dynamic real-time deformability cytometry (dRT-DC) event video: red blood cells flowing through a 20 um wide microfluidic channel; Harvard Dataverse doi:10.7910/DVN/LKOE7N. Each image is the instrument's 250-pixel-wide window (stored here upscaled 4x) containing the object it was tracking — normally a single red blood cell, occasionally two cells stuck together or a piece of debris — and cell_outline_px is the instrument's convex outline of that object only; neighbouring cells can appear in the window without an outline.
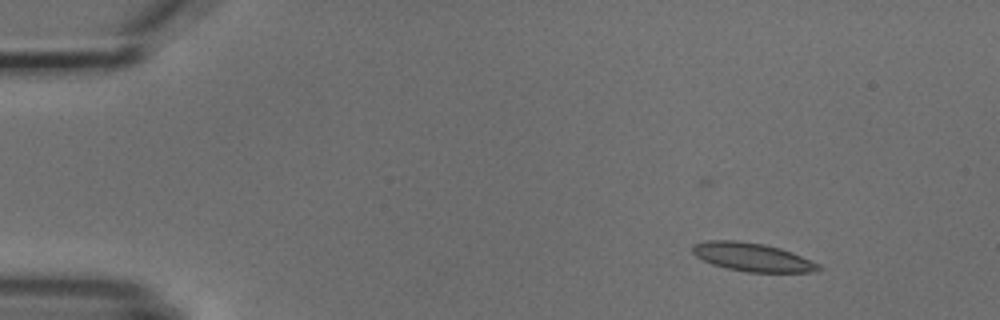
{"species": "common noctule bat (a hibernating species)", "species_latin": "Nyctalus noctula", "temperature_condition": "cold", "stored_images_in_passage": 8, "camera_frame_rate_fps": 3000, "um_per_image_px": 0.085, "animal": {"sex": "male", "body_mass_g": 18.8}, "frame": {"image": 1, "passage_image": 1, "time_ms": 0.0, "image_size_px": [1000, 320], "cell_outline_px": [[824, 268], [812, 272], [748, 272], [728, 268], [712, 264], [696, 256], [692, 252], [692, 244], [704, 240], [736, 240], [764, 244], [780, 248], [792, 252], [820, 264]], "centroid_in_image_um": [63.95, 21.84], "position_along_channel_um": 21.1, "area_um2": 20.92}}
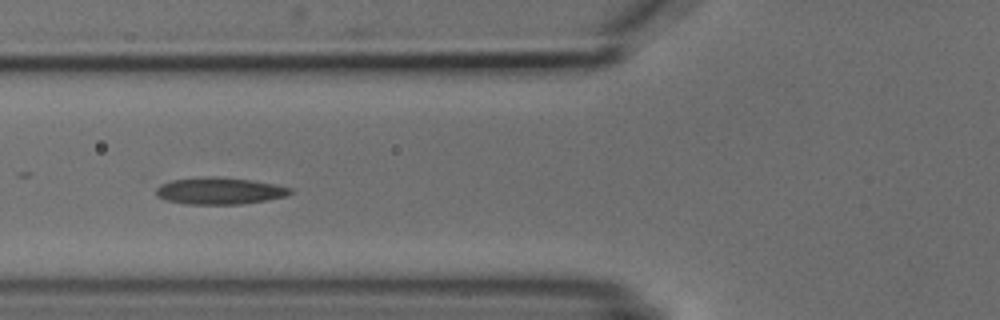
{"frame": {"image": 2, "passage_image": 5, "time_ms": 4.667, "image_size_px": [1000, 320], "cell_outline_px": [[292, 192], [288, 196], [240, 204], [188, 204], [164, 200], [156, 196], [156, 188], [160, 184], [172, 180], [212, 176], [252, 180], [276, 184], [292, 188]], "centroid_in_image_um": [18.66, 16.22], "position_along_channel_um": 107.1, "area_um2": 20.98}}
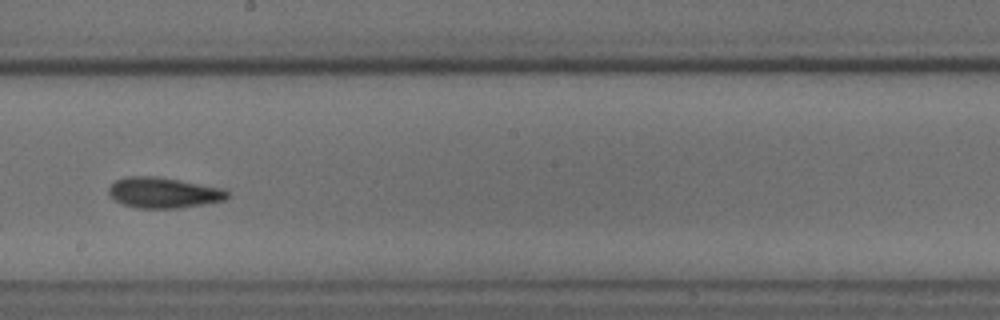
{"frame": {"image": 3, "passage_image": 8, "time_ms": 8.0, "image_size_px": [1000, 320], "cell_outline_px": [[232, 196], [224, 200], [204, 204], [180, 208], [136, 208], [124, 204], [116, 200], [108, 192], [108, 188], [116, 180], [124, 176], [156, 176], [180, 180], [224, 188], [232, 192]], "centroid_in_image_um": [13.97, 16.37], "position_along_channel_um": 234.2, "area_um2": 21.39}}